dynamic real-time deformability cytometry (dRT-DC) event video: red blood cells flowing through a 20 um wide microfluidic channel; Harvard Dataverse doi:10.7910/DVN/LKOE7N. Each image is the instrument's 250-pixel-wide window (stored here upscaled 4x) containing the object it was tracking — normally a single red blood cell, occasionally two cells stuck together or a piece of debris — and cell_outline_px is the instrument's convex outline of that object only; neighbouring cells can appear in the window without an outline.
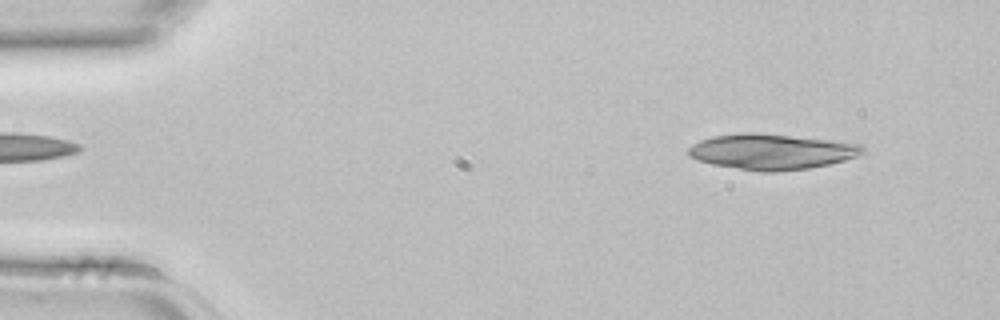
{"species": "common noctule bat (a hibernating species)", "species_latin": "Nyctalus noctula", "temperature_condition": "room temperature", "stored_images_in_passage": 3, "camera_frame_rate_fps": 3000, "um_per_image_px": 0.085, "animal": {"sex": "female", "body_mass_g": 22.7, "forearm_length_mm": 54.2}, "frame": {"image": 1, "passage_image": 3, "time_ms": 0.667, "image_size_px": [1000, 320], "cell_outline_px": [[864, 152], [856, 156], [844, 160], [828, 164], [808, 168], [776, 172], [760, 172], [712, 164], [696, 160], [688, 156], [688, 148], [692, 144], [700, 140], [712, 136], [748, 132], [756, 132], [828, 140], [860, 144], [864, 148]], "centroid_in_image_um": [65.52, 12.89], "position_along_channel_um": 19.5, "area_um2": 35.95}}